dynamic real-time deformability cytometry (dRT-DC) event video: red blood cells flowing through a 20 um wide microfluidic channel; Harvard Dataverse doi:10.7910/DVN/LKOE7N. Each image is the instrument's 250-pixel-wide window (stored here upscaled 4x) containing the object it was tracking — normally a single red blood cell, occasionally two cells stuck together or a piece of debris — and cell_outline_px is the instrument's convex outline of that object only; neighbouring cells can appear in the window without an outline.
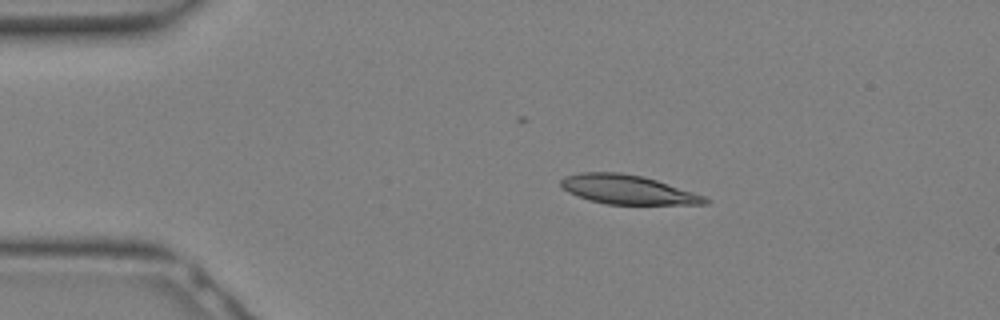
{"species": "Egyptian fruit bat (a non-hibernating species)", "species_latin": "Rousettus aegyptiacus", "temperature_condition": "warm", "stored_images_in_passage": 8, "camera_frame_rate_fps": 3000, "um_per_image_px": 0.085, "animal": {"sex": "female"}, "frame": {"image": 1, "passage_image": 1, "time_ms": 0.0, "image_size_px": [1000, 320], "cell_outline_px": [[712, 200], [708, 204], [608, 204], [592, 200], [568, 192], [560, 188], [560, 180], [564, 176], [580, 172], [620, 172], [644, 176], [704, 196]], "centroid_in_image_um": [53.32, 16.1], "position_along_channel_um": 31.7, "area_um2": 24.33}}
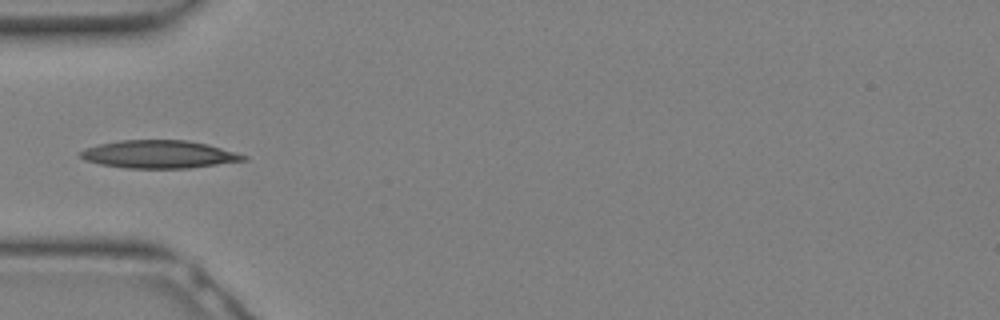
{"frame": {"image": 2, "passage_image": 5, "time_ms": 1.333, "image_size_px": [1000, 320], "cell_outline_px": [[248, 160], [188, 168], [124, 168], [100, 164], [84, 160], [80, 156], [80, 152], [84, 148], [100, 144], [120, 140], [188, 140], [208, 144], [236, 152], [248, 156]], "centroid_in_image_um": [13.52, 13.11], "position_along_channel_um": 71.5, "area_um2": 26.53}}
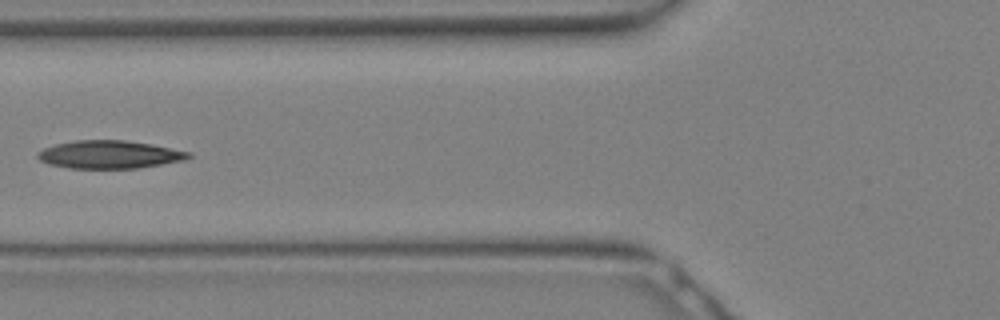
{"frame": {"image": 3, "passage_image": 7, "time_ms": 2.0, "image_size_px": [1000, 320], "cell_outline_px": [[192, 156], [184, 160], [136, 168], [68, 168], [48, 164], [40, 160], [36, 156], [36, 152], [44, 148], [56, 144], [76, 140], [124, 140], [152, 144], [192, 152]], "centroid_in_image_um": [9.29, 13.13], "position_along_channel_um": 116.5, "area_um2": 24.57}}